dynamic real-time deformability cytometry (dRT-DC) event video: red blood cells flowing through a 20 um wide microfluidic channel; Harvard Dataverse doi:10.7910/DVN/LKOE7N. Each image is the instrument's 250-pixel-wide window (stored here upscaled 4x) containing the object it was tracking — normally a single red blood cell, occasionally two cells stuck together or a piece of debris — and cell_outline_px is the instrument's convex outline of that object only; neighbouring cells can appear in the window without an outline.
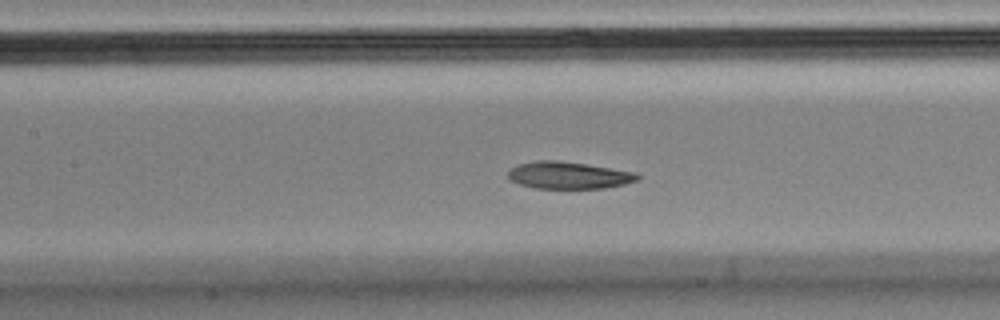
{"species": "Egyptian fruit bat (a non-hibernating species)", "species_latin": "Rousettus aegyptiacus", "temperature_condition": "cold", "stored_images_in_passage": 46, "camera_frame_rate_fps": 3000, "um_per_image_px": 0.085, "animal": {"sex": "male"}, "frame": {"image": 1, "passage_image": 14, "time_ms": 4.333, "image_size_px": [1000, 320], "cell_outline_px": [[640, 180], [624, 184], [604, 188], [532, 188], [508, 180], [508, 172], [512, 168], [520, 164], [536, 160], [556, 160], [584, 164], [636, 172], [640, 176]], "centroid_in_image_um": [48.33, 14.9], "position_along_channel_um": 159.1, "area_um2": 20.35}}
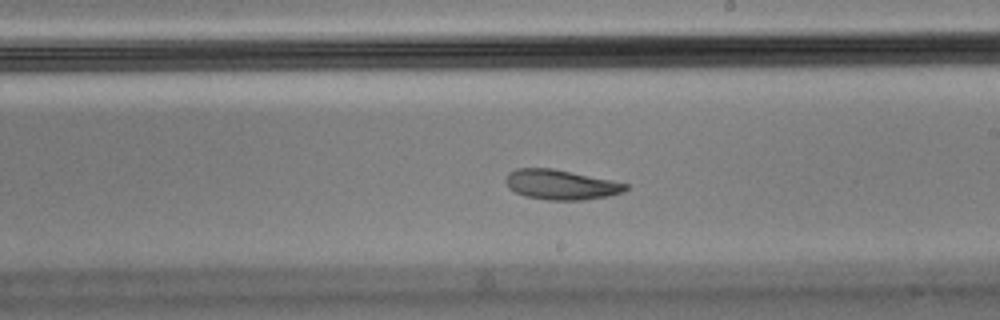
{"frame": {"image": 2, "passage_image": 21, "time_ms": 6.667, "image_size_px": [1000, 320], "cell_outline_px": [[628, 188], [624, 192], [608, 196], [584, 200], [548, 200], [524, 196], [508, 188], [504, 180], [508, 172], [516, 168], [552, 168], [612, 180], [628, 184]], "centroid_in_image_um": [47.65, 15.69], "position_along_channel_um": 241.3, "area_um2": 21.04}}
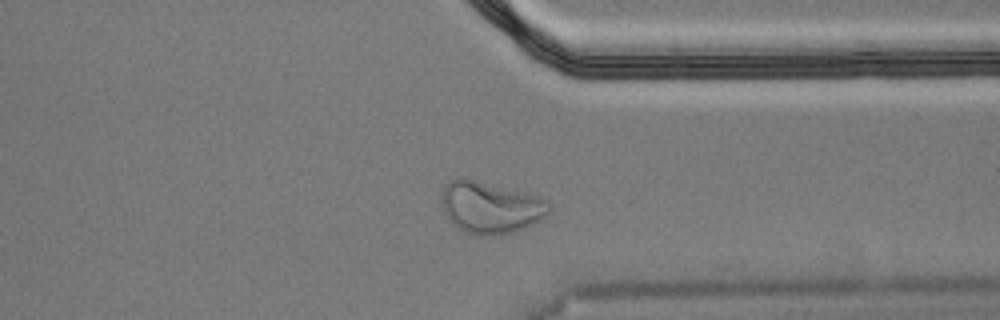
{"frame": {"image": 3, "passage_image": 32, "time_ms": 10.333, "image_size_px": [1000, 320], "cell_outline_px": [[552, 208], [540, 220], [516, 232], [500, 236], [476, 236], [464, 232], [444, 212], [440, 204], [440, 196], [444, 184], [448, 180], [456, 176], [460, 176], [524, 192], [548, 200], [552, 204]], "centroid_in_image_um": [41.67, 17.62], "position_along_channel_um": 369.7, "area_um2": 33.06}, "authors_computed_cell_mechanics": {"area_um2": 21.386, "velocity_mm_per_s": 3.5355, "shape_relaxation_time_tau1_ms": 5.7743, "shape_relaxation_time_tau2_ms": 3.9921, "deformation_change_tau1": 0.1688, "deformation_change_tau2": 0.1027}}